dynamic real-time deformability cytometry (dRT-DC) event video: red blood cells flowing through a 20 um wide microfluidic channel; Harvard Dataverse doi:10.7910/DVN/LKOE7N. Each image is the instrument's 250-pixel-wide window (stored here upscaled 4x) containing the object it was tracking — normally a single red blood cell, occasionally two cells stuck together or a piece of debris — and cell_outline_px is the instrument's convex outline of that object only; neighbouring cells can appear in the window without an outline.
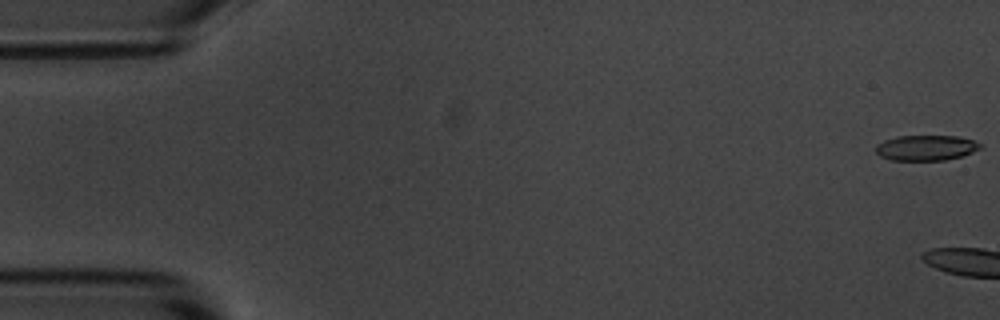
{"species": "common noctule bat (a hibernating species)", "species_latin": "Nyctalus noctula", "temperature_condition": "room temperature", "stored_images_in_passage": 3, "camera_frame_rate_fps": 3000, "um_per_image_px": 0.085, "animal": {"sex": "male", "body_mass_g": 20.1, "forearm_length_mm": 53.5}, "frame": {"image": 1, "passage_image": 1, "time_ms": 0.0, "image_size_px": [1000, 320], "cell_outline_px": [[980, 148], [972, 152], [960, 156], [944, 160], [892, 160], [880, 156], [876, 152], [876, 144], [884, 140], [896, 136], [956, 136], [972, 140], [980, 144]], "centroid_in_image_um": [78.66, 12.56], "position_along_channel_um": 6.3, "area_um2": 15.26}}